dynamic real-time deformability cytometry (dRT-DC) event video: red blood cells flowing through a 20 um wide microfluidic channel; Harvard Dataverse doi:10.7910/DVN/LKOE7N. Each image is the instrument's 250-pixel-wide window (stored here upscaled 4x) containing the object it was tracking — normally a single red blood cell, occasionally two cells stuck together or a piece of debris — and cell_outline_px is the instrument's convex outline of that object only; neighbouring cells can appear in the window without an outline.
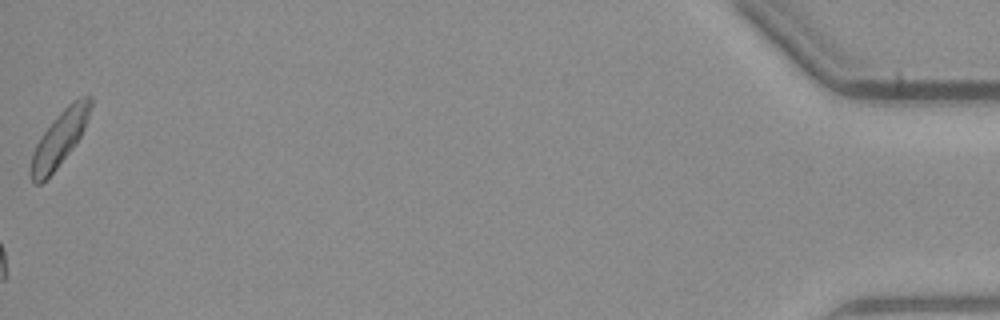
{"species": "common noctule bat (a hibernating species)", "species_latin": "Nyctalus noctula", "temperature_condition": "warm", "stored_images_in_passage": 38, "camera_frame_rate_fps": 3000, "um_per_image_px": 0.085, "animal": {"sex": "male", "body_mass_g": 23.1, "forearm_length_mm": 52.7}, "frame": {"image": 1, "passage_image": 38, "time_ms": 12.333, "image_size_px": [1000, 320], "cell_outline_px": [[92, 104], [84, 128], [80, 136], [72, 148], [56, 168], [40, 184], [32, 184], [28, 172], [32, 152], [40, 136], [52, 120], [72, 100], [84, 96], [92, 96]], "centroid_in_image_um": [5.0, 11.8], "position_along_channel_um": 430.2, "area_um2": 19.07}}